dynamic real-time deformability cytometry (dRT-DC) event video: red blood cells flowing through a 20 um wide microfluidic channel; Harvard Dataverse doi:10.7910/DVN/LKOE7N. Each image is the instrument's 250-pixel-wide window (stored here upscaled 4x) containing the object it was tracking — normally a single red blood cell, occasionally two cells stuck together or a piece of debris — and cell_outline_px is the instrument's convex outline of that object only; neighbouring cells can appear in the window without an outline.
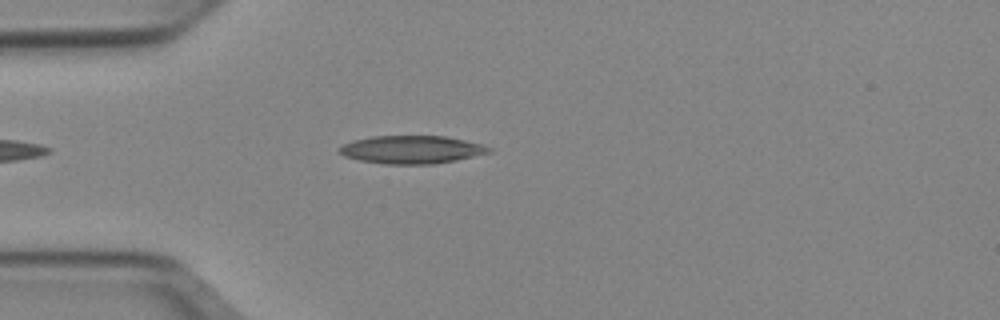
{"species": "Egyptian fruit bat (a non-hibernating species)", "species_latin": "Rousettus aegyptiacus", "temperature_condition": "cold", "stored_images_in_passage": 42, "camera_frame_rate_fps": 3000, "um_per_image_px": 0.085, "animal": {"sex": "female"}, "frame": {"image": 1, "passage_image": 5, "time_ms": 1.333, "image_size_px": [1000, 320], "cell_outline_px": [[492, 152], [456, 160], [432, 164], [384, 164], [360, 160], [344, 156], [336, 152], [336, 148], [352, 140], [372, 136], [448, 136], [480, 144], [492, 148]], "centroid_in_image_um": [34.94, 12.71], "position_along_channel_um": 50.1, "area_um2": 24.51}}
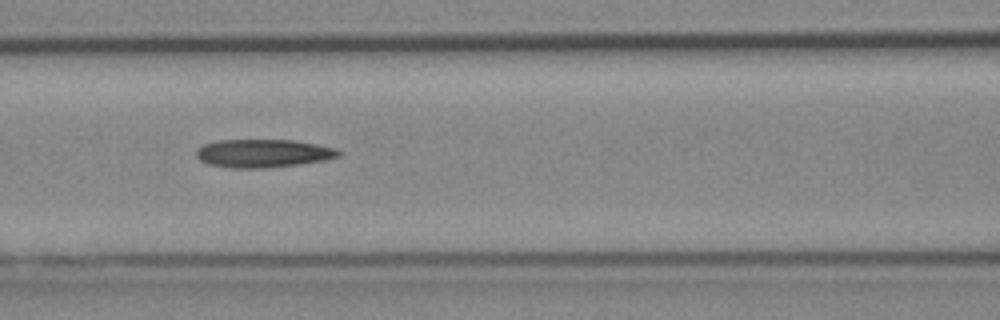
{"frame": {"image": 2, "passage_image": 13, "time_ms": 4.0, "image_size_px": [1000, 320], "cell_outline_px": [[340, 156], [324, 160], [268, 168], [232, 168], [208, 164], [200, 160], [196, 156], [196, 148], [204, 144], [216, 140], [296, 140], [336, 148], [340, 152]], "centroid_in_image_um": [22.33, 13.03], "position_along_channel_um": 144.3, "area_um2": 23.41}}
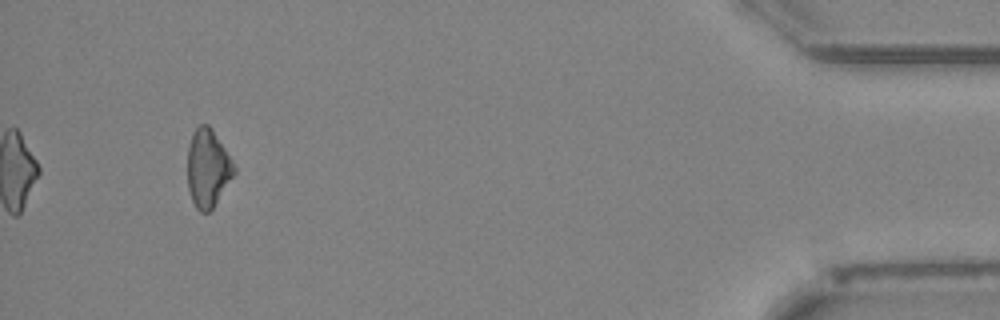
{"frame": {"image": 3, "passage_image": 39, "time_ms": 12.667, "image_size_px": [1000, 320], "cell_outline_px": [[236, 172], [212, 208], [208, 212], [200, 212], [196, 208], [192, 200], [188, 188], [188, 148], [192, 132], [200, 124], [208, 124], [212, 128], [232, 160], [236, 168]], "centroid_in_image_um": [17.66, 14.28], "position_along_channel_um": 417.5, "area_um2": 21.04}}